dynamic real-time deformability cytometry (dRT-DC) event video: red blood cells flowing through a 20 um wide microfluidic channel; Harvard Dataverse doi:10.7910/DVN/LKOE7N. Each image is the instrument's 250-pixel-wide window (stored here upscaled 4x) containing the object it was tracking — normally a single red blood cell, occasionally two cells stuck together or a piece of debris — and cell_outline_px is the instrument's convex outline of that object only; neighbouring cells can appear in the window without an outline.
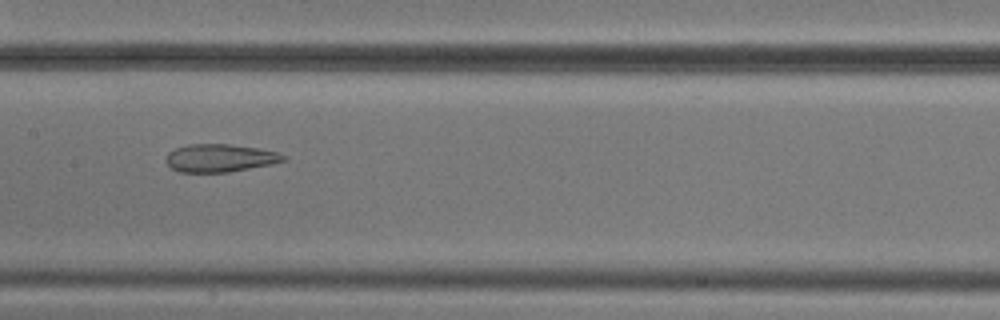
{"species": "common noctule bat (a hibernating species)", "species_latin": "Nyctalus noctula", "temperature_condition": "cold", "stored_images_in_passage": 8, "camera_frame_rate_fps": 3000, "um_per_image_px": 0.085, "animal": {"sex": "male", "body_mass_g": 20.5, "forearm_length_mm": 52.5}, "frame": {"image": 1, "passage_image": 7, "time_ms": 7.667, "image_size_px": [1000, 320], "cell_outline_px": [[288, 160], [228, 172], [180, 172], [172, 168], [164, 160], [168, 152], [176, 148], [188, 144], [228, 144], [260, 148], [280, 152], [288, 156]], "centroid_in_image_um": [18.71, 13.42], "position_along_channel_um": 188.7, "area_um2": 19.13}}
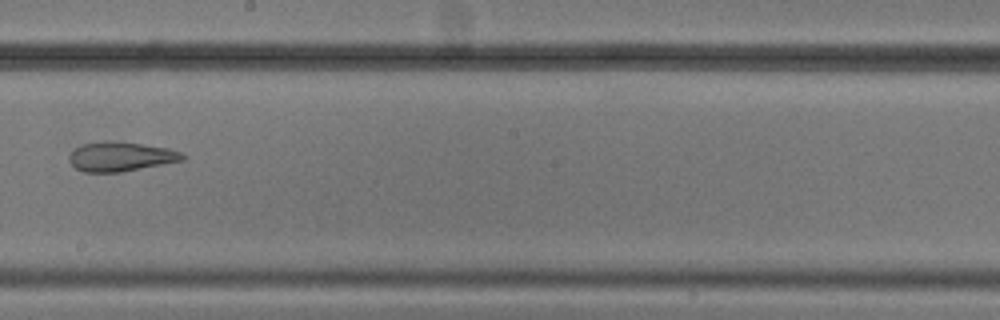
{"frame": {"image": 2, "passage_image": 8, "time_ms": 9.0, "image_size_px": [1000, 320], "cell_outline_px": [[188, 156], [184, 160], [120, 172], [84, 172], [76, 168], [68, 160], [68, 156], [80, 144], [104, 140], [108, 140], [140, 144], [168, 148], [180, 152]], "centroid_in_image_um": [10.24, 13.3], "position_along_channel_um": 238.0, "area_um2": 19.42}}